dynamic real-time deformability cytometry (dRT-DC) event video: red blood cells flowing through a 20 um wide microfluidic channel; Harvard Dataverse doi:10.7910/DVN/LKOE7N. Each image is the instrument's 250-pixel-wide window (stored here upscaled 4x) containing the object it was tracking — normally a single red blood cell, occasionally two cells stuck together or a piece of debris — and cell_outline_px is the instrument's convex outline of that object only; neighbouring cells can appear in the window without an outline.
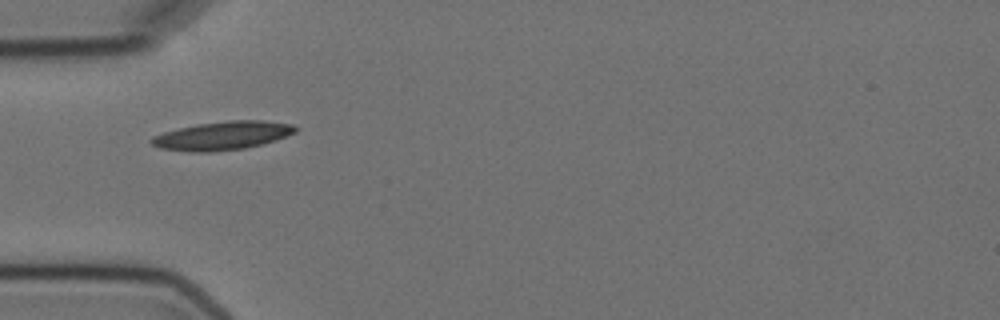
{"species": "Egyptian fruit bat (a non-hibernating species)", "species_latin": "Rousettus aegyptiacus", "temperature_condition": "cold", "stored_images_in_passage": 4, "camera_frame_rate_fps": 3000, "um_per_image_px": 0.085, "animal": {"sex": "female"}, "frame": {"image": 1, "passage_image": 1, "time_ms": 0.0, "image_size_px": [1000, 320], "cell_outline_px": [[300, 128], [296, 132], [276, 140], [244, 148], [212, 152], [188, 152], [160, 148], [152, 144], [148, 140], [152, 136], [164, 132], [196, 124], [228, 120], [264, 120], [292, 124]], "centroid_in_image_um": [18.91, 11.52], "position_along_channel_um": 66.1, "area_um2": 24.04}}
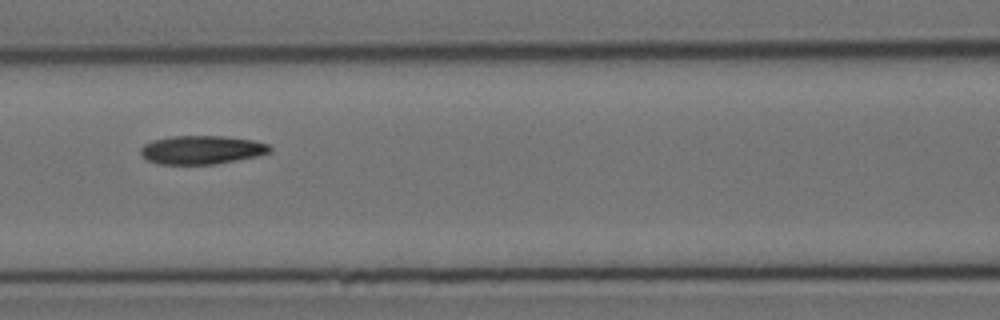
{"frame": {"image": 2, "passage_image": 3, "time_ms": 2.333, "image_size_px": [1000, 320], "cell_outline_px": [[272, 152], [256, 156], [216, 164], [160, 164], [148, 160], [140, 152], [140, 148], [144, 144], [152, 140], [172, 136], [224, 136], [252, 140], [268, 144], [272, 148]], "centroid_in_image_um": [17.15, 12.73], "position_along_channel_um": 149.4, "area_um2": 21.44}}
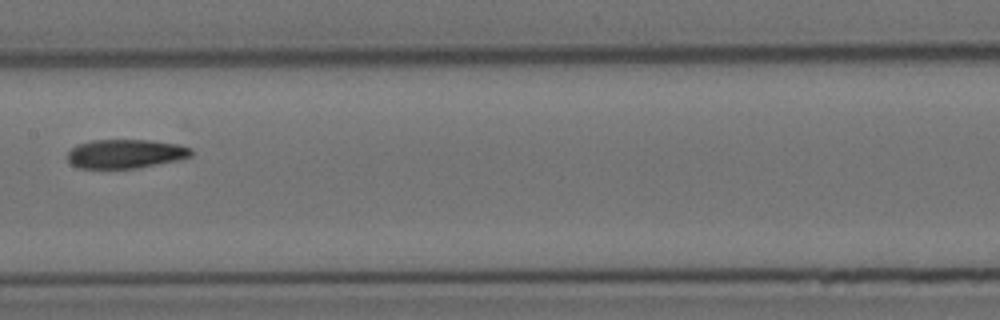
{"frame": {"image": 3, "passage_image": 4, "time_ms": 3.667, "image_size_px": [1000, 320], "cell_outline_px": [[192, 156], [180, 160], [136, 168], [80, 168], [72, 164], [68, 160], [68, 152], [76, 144], [92, 140], [148, 140], [176, 144], [192, 148]], "centroid_in_image_um": [10.68, 13.07], "position_along_channel_um": 196.7, "area_um2": 20.87}}